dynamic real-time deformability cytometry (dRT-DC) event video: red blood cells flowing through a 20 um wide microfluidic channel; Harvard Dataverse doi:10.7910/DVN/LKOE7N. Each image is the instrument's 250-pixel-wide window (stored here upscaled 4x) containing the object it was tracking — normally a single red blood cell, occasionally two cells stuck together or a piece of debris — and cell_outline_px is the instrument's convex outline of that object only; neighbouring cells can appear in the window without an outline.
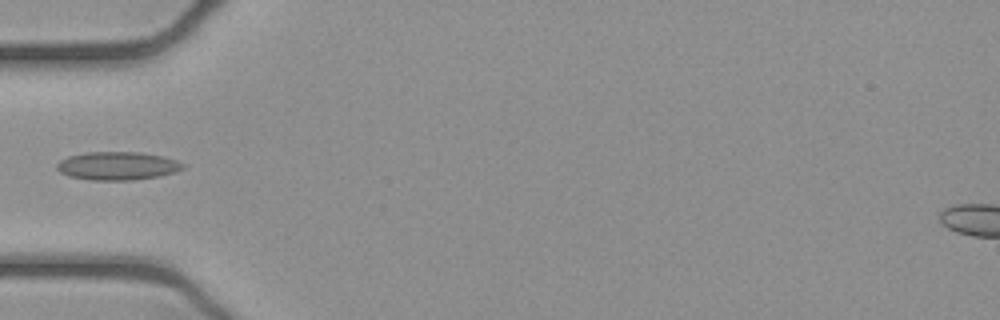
{"species": "common noctule bat (a hibernating species)", "species_latin": "Nyctalus noctula", "temperature_condition": "cold", "stored_images_in_passage": 6, "camera_frame_rate_fps": 3000, "um_per_image_px": 0.085, "animal": {"sex": "female", "body_mass_g": 21.9}, "frame": {"image": 1, "passage_image": 1, "time_ms": 0.0, "image_size_px": [1000, 320], "cell_outline_px": [[184, 168], [176, 172], [160, 176], [132, 180], [92, 180], [68, 176], [60, 172], [56, 168], [56, 164], [60, 160], [68, 156], [84, 152], [140, 152], [164, 156], [176, 160], [184, 164]], "centroid_in_image_um": [9.98, 14.09], "position_along_channel_um": 75.0, "area_um2": 20.92}}